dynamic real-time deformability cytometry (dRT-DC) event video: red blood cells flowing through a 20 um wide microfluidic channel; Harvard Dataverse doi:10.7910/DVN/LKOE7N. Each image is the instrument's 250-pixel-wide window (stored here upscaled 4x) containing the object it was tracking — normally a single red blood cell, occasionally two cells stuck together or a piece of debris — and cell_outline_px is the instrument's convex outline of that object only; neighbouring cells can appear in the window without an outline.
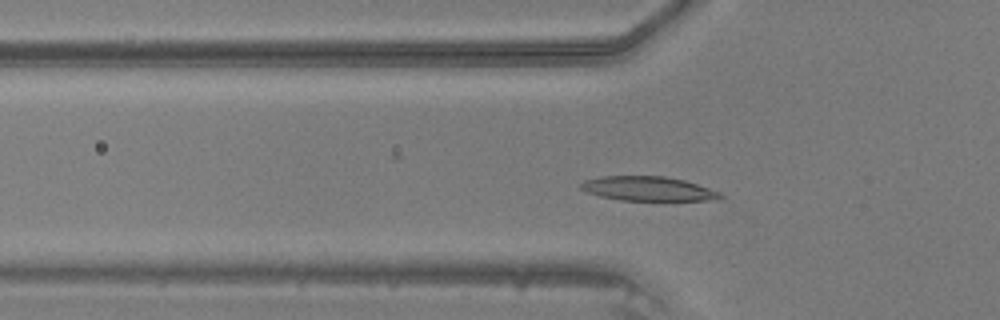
{"species": "common noctule bat (a hibernating species)", "species_latin": "Nyctalus noctula", "temperature_condition": "warm", "stored_images_in_passage": 44, "camera_frame_rate_fps": 3000, "um_per_image_px": 0.085, "animal": {"sex": "male", "body_mass_g": 20.5, "forearm_length_mm": 52.5}, "frame": {"image": 1, "passage_image": 12, "time_ms": 3.667, "image_size_px": [1000, 320], "cell_outline_px": [[724, 196], [716, 200], [620, 200], [600, 196], [588, 192], [580, 188], [580, 184], [584, 180], [600, 176], [664, 176], [684, 180], [720, 192]], "centroid_in_image_um": [55.07, 16.03], "position_along_channel_um": 70.7, "area_um2": 19.65}}
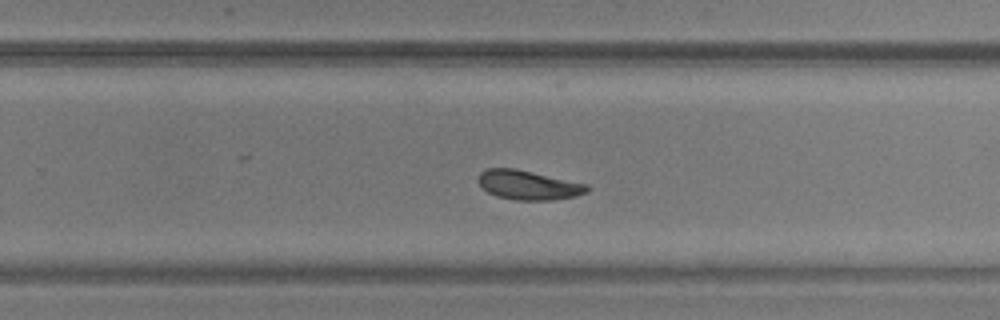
{"frame": {"image": 2, "passage_image": 27, "time_ms": 8.667, "image_size_px": [1000, 320], "cell_outline_px": [[588, 192], [576, 196], [552, 200], [516, 200], [496, 196], [488, 192], [476, 180], [480, 172], [488, 168], [516, 168], [588, 184]], "centroid_in_image_um": [44.9, 15.72], "position_along_channel_um": 284.9, "area_um2": 18.67}}
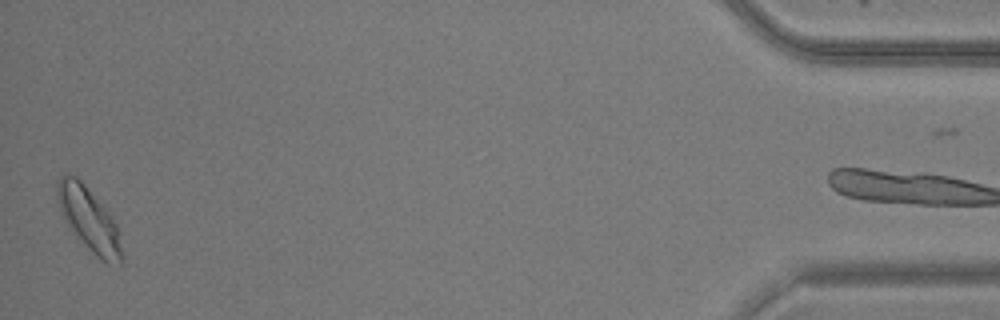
{"frame": {"image": 3, "passage_image": 43, "time_ms": 14.0, "image_size_px": [1000, 320], "cell_outline_px": [[124, 260], [120, 268], [108, 264], [96, 256], [88, 248], [68, 224], [60, 212], [56, 196], [56, 184], [60, 176], [64, 172], [76, 176], [84, 184], [112, 216], [116, 224]], "centroid_in_image_um": [7.58, 18.65], "position_along_channel_um": 427.6, "area_um2": 23.87}}